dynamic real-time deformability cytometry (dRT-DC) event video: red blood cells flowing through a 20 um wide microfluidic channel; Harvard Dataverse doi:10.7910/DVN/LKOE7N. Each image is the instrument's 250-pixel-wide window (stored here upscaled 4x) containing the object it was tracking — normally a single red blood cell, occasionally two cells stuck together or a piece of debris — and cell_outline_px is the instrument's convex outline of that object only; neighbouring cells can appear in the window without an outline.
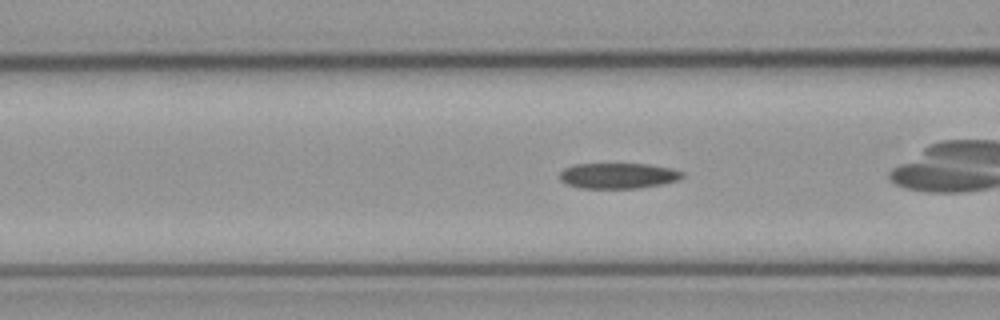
{"species": "common noctule bat (a hibernating species)", "species_latin": "Nyctalus noctula", "temperature_condition": "cold", "stored_images_in_passage": 33, "camera_frame_rate_fps": 3000, "um_per_image_px": 0.085, "animal": {"sex": "male", "body_mass_g": 23.1, "forearm_length_mm": 52.7}, "frame": {"image": 1, "passage_image": 4, "time_ms": 1.0, "image_size_px": [1000, 320], "cell_outline_px": [[684, 176], [676, 180], [664, 184], [640, 188], [580, 188], [568, 184], [560, 180], [560, 172], [564, 168], [572, 164], [648, 164], [672, 168], [684, 172]], "centroid_in_image_um": [52.55, 14.93], "position_along_channel_um": 114.0, "area_um2": 18.38}}
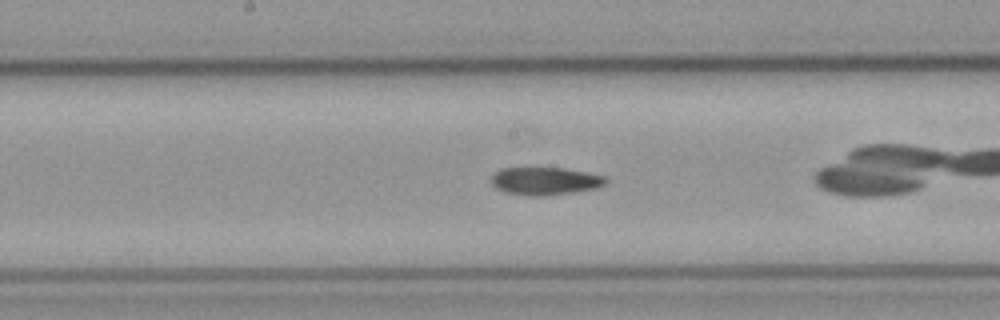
{"frame": {"image": 2, "passage_image": 11, "time_ms": 3.333, "image_size_px": [1000, 320], "cell_outline_px": [[608, 184], [596, 188], [572, 192], [544, 196], [528, 196], [504, 192], [496, 188], [492, 184], [492, 176], [500, 168], [564, 168], [604, 176], [608, 180]], "centroid_in_image_um": [46.33, 15.39], "position_along_channel_um": 201.9, "area_um2": 18.5}}
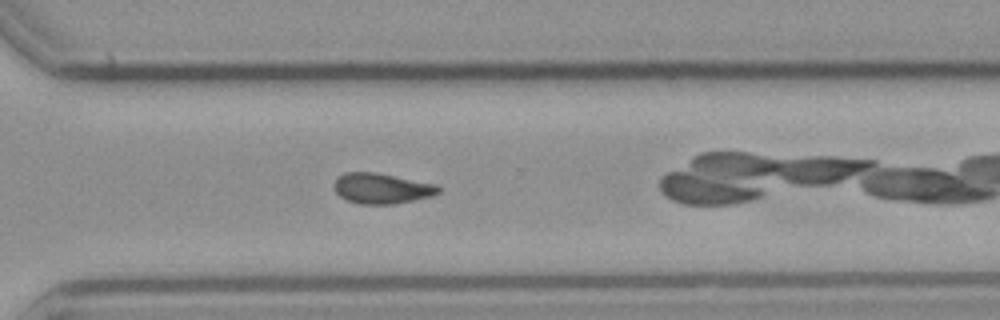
{"frame": {"image": 3, "passage_image": 22, "time_ms": 7.0, "image_size_px": [1000, 320], "cell_outline_px": [[440, 192], [432, 196], [392, 204], [360, 204], [344, 200], [336, 192], [332, 184], [344, 172], [376, 172], [436, 184], [440, 188]], "centroid_in_image_um": [32.42, 16.01], "position_along_channel_um": 338.2, "area_um2": 18.55}}